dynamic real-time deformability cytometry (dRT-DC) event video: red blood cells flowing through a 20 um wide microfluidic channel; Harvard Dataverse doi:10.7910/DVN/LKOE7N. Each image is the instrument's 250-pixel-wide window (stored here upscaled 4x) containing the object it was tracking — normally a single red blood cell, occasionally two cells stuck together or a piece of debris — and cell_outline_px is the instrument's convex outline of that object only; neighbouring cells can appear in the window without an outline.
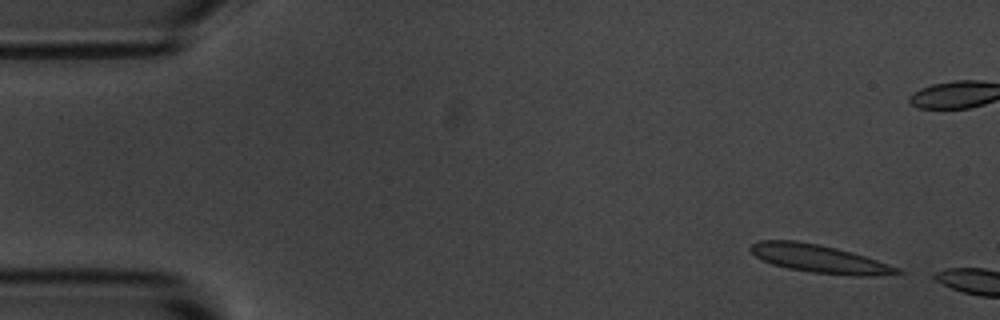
{"species": "common noctule bat (a hibernating species)", "species_latin": "Nyctalus noctula", "temperature_condition": "room temperature", "stored_images_in_passage": 2, "camera_frame_rate_fps": 3000, "um_per_image_px": 0.085, "animal": {"sex": "male", "body_mass_g": 20.1, "forearm_length_mm": 53.5}, "frame": {"image": 1, "passage_image": 1, "time_ms": 0.0, "image_size_px": [1000, 320], "cell_outline_px": [[904, 272], [876, 276], [852, 276], [812, 272], [788, 268], [772, 264], [756, 256], [748, 248], [752, 244], [760, 240], [796, 240], [836, 248], [852, 252], [888, 264]], "centroid_in_image_um": [69.61, 21.99], "position_along_channel_um": 15.4, "area_um2": 23.64}}